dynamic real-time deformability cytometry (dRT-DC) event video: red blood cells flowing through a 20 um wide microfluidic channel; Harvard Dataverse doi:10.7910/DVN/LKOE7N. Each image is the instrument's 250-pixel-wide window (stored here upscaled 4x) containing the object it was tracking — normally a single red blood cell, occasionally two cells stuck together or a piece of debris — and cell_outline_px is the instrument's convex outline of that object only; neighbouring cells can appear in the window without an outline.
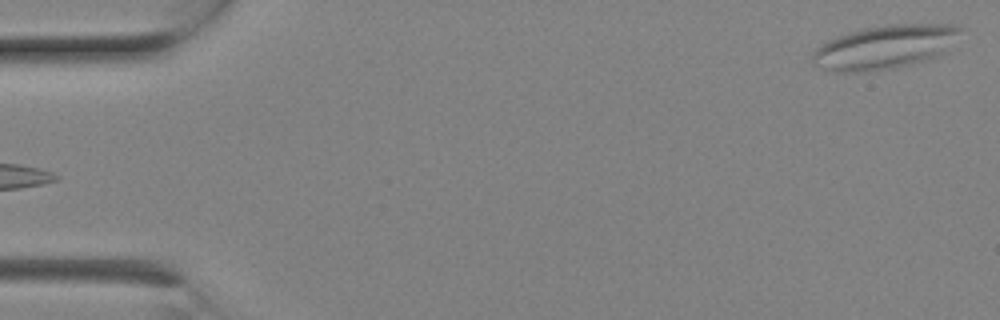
{"species": "Egyptian fruit bat (a non-hibernating species)", "species_latin": "Rousettus aegyptiacus", "temperature_condition": "room temperature", "stored_images_in_passage": 6, "camera_frame_rate_fps": 3000, "um_per_image_px": 0.085, "animal": {"sex": "female"}, "frame": {"image": 1, "passage_image": 6, "time_ms": 1.667, "image_size_px": [1000, 320], "cell_outline_px": [[964, 28], [932, 60], [896, 68], [868, 72], [832, 72], [820, 68], [812, 64], [812, 52], [816, 48], [828, 40], [852, 32], [868, 28], [888, 24], [960, 24]], "centroid_in_image_um": [75.17, 4.02], "position_along_channel_um": 9.8, "area_um2": 37.63}}